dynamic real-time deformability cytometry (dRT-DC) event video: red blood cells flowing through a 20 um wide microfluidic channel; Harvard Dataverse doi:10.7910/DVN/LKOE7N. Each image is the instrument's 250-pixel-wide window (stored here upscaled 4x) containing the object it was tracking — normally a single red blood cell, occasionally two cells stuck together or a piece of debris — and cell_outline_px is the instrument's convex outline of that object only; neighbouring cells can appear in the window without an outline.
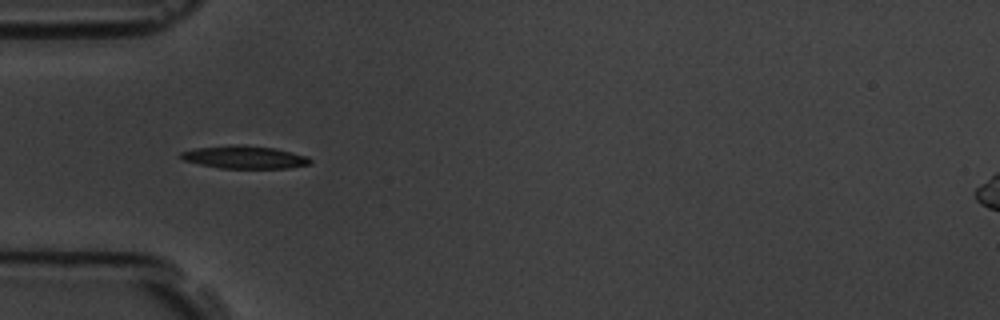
{"species": "common noctule bat (a hibernating species)", "species_latin": "Nyctalus noctula", "temperature_condition": "room temperature", "stored_images_in_passage": 6, "camera_frame_rate_fps": 3000, "um_per_image_px": 0.085, "animal": {"sex": "male", "body_mass_g": 19.5, "forearm_length_mm": 54.6}, "frame": {"image": 1, "passage_image": 5, "time_ms": 4.333, "image_size_px": [1000, 320], "cell_outline_px": [[312, 164], [288, 168], [220, 168], [200, 164], [184, 160], [180, 156], [180, 152], [196, 148], [232, 144], [244, 144], [276, 148], [308, 156], [312, 160]], "centroid_in_image_um": [20.83, 13.35], "position_along_channel_um": 64.2, "area_um2": 17.34}}
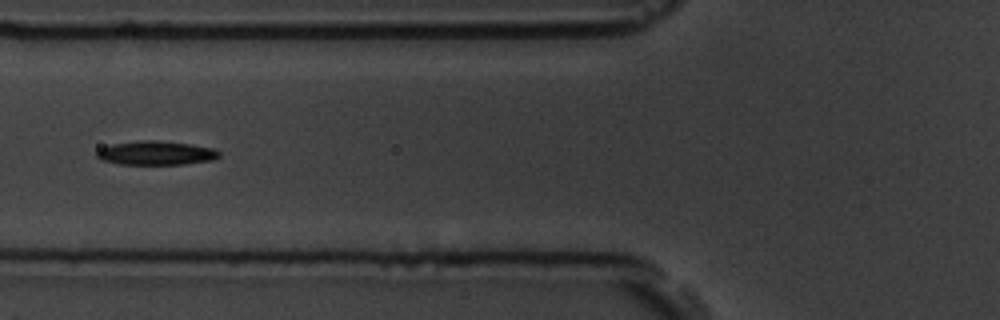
{"frame": {"image": 2, "passage_image": 6, "time_ms": 5.667, "image_size_px": [1000, 320], "cell_outline_px": [[220, 156], [212, 160], [184, 164], [120, 164], [100, 160], [96, 156], [96, 152], [100, 148], [112, 144], [140, 140], [156, 140], [192, 144], [216, 148], [220, 152]], "centroid_in_image_um": [13.27, 13.0], "position_along_channel_um": 112.5, "area_um2": 17.22}}